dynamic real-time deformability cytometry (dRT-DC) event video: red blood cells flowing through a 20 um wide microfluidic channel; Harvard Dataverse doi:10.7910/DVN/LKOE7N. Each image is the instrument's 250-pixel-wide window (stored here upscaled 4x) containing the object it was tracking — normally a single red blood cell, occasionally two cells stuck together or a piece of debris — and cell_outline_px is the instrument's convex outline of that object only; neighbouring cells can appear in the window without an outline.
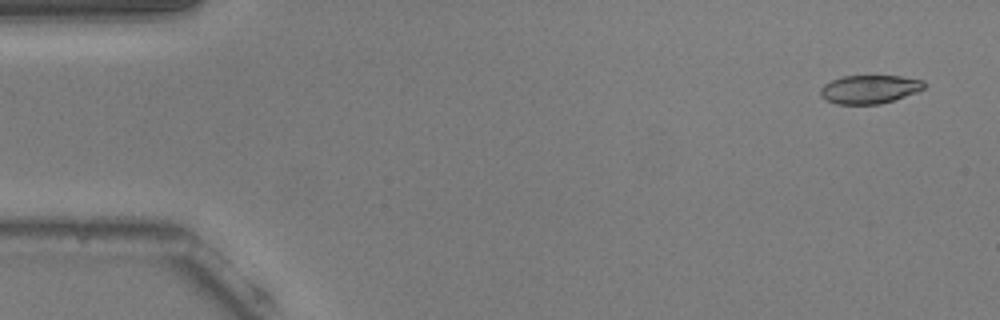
{"species": "common noctule bat (a hibernating species)", "species_latin": "Nyctalus noctula", "temperature_condition": "warm", "stored_images_in_passage": 54, "camera_frame_rate_fps": 3000, "um_per_image_px": 0.085, "animal": {"sex": "male", "body_mass_g": 20.5, "forearm_length_mm": 52.5}, "frame": {"image": 1, "passage_image": 3, "time_ms": 0.667, "image_size_px": [1000, 320], "cell_outline_px": [[928, 84], [924, 88], [916, 92], [880, 104], [836, 104], [824, 100], [820, 96], [820, 88], [824, 84], [832, 80], [844, 76], [900, 76], [924, 80]], "centroid_in_image_um": [73.9, 7.59], "position_along_channel_um": 11.1, "area_um2": 17.28}}
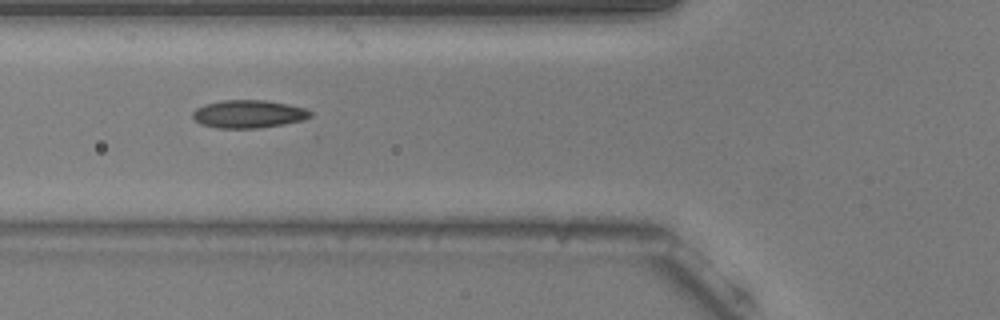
{"frame": {"image": 2, "passage_image": 20, "time_ms": 6.333, "image_size_px": [1000, 320], "cell_outline_px": [[312, 116], [300, 120], [284, 124], [260, 128], [216, 128], [200, 124], [192, 116], [192, 112], [196, 108], [204, 104], [224, 100], [264, 100], [288, 104], [304, 108], [312, 112]], "centroid_in_image_um": [21.09, 9.69], "position_along_channel_um": 104.7, "area_um2": 19.13}}
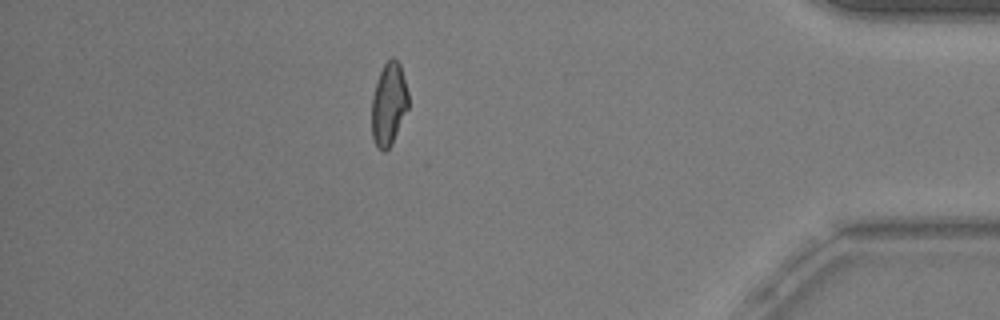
{"frame": {"image": 3, "passage_image": 47, "time_ms": 15.333, "image_size_px": [1000, 320], "cell_outline_px": [[408, 108], [392, 144], [384, 152], [380, 152], [376, 148], [372, 140], [372, 96], [380, 72], [384, 64], [392, 56], [400, 64], [408, 92]], "centroid_in_image_um": [33.03, 8.9], "position_along_channel_um": 402.2, "area_um2": 17.74}, "authors_computed_cell_mechanics": {"area_um2": 18.2648, "velocity_mm_per_s": 3.7746, "shape_relaxation_time_tau1_ms": null, "shape_relaxation_time_tau2_ms": 1.5379, "deformation_change_tau1": null, "deformation_change_tau2": 0.0847}}